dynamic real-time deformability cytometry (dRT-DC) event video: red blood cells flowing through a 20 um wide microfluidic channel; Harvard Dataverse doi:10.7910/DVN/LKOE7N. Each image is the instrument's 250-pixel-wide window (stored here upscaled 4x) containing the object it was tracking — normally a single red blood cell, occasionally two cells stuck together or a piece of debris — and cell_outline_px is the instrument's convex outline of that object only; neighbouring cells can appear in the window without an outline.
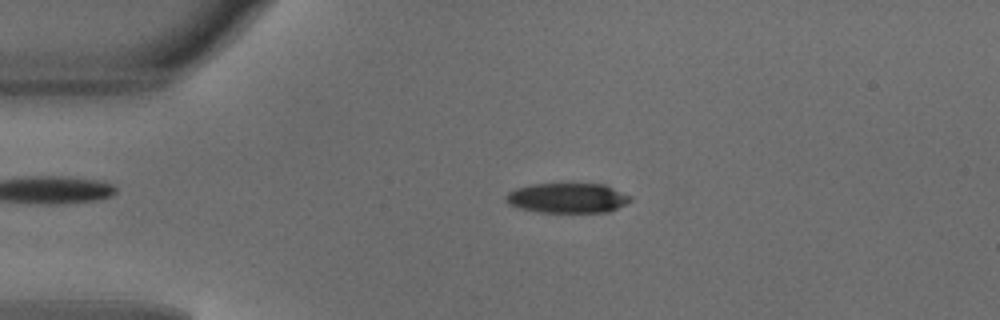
{"species": "common noctule bat (a hibernating species)", "species_latin": "Nyctalus noctula", "temperature_condition": "warm", "stored_images_in_passage": 48, "camera_frame_rate_fps": 3000, "um_per_image_px": 0.085, "animal": {"sex": "male", "body_mass_g": 18.8}, "frame": {"image": 1, "passage_image": 10, "time_ms": 3.0, "image_size_px": [1000, 320], "cell_outline_px": [[632, 200], [608, 212], [536, 212], [520, 208], [508, 204], [504, 200], [504, 196], [508, 192], [516, 188], [532, 184], [604, 184], [632, 196]], "centroid_in_image_um": [48.2, 16.83], "position_along_channel_um": 36.8, "area_um2": 21.73}}
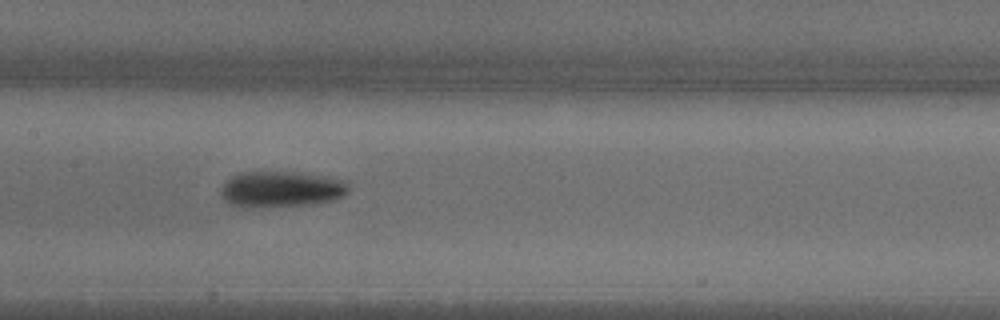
{"frame": {"image": 2, "passage_image": 23, "time_ms": 7.333, "image_size_px": [1000, 320], "cell_outline_px": [[348, 192], [344, 196], [332, 200], [312, 204], [272, 208], [240, 208], [228, 204], [220, 196], [220, 188], [232, 176], [240, 172], [300, 172], [328, 176], [348, 180]], "centroid_in_image_um": [23.89, 16.1], "position_along_channel_um": 183.5, "area_um2": 27.69}}
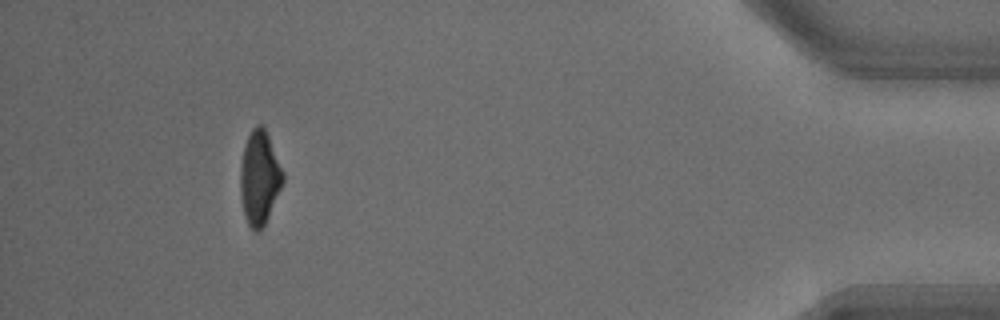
{"frame": {"image": 3, "passage_image": 44, "time_ms": 14.333, "image_size_px": [1000, 320], "cell_outline_px": [[284, 180], [268, 216], [264, 224], [256, 232], [252, 232], [244, 216], [240, 196], [240, 168], [244, 144], [252, 128], [256, 124], [260, 124], [264, 128], [268, 136], [284, 172]], "centroid_in_image_um": [22.03, 15.11], "position_along_channel_um": 413.2, "area_um2": 23.18}, "authors_computed_cell_mechanics": {"area_um2": 23.9581, "velocity_mm_per_s": 4.1667, "shape_relaxation_time_tau1_ms": 2.1664, "shape_relaxation_time_tau2_ms": null, "deformation_change_tau1": 0.1521, "deformation_change_tau2": null}}